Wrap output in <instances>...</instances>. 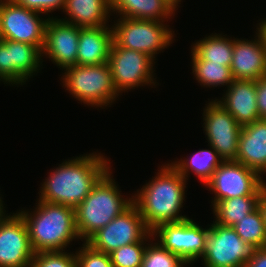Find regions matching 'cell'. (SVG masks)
Returning a JSON list of instances; mask_svg holds the SVG:
<instances>
[{
    "label": "cell",
    "instance_id": "obj_9",
    "mask_svg": "<svg viewBox=\"0 0 266 267\" xmlns=\"http://www.w3.org/2000/svg\"><path fill=\"white\" fill-rule=\"evenodd\" d=\"M152 232L153 238L186 264L195 263L205 251L209 227L205 229L191 218L176 223H163Z\"/></svg>",
    "mask_w": 266,
    "mask_h": 267
},
{
    "label": "cell",
    "instance_id": "obj_38",
    "mask_svg": "<svg viewBox=\"0 0 266 267\" xmlns=\"http://www.w3.org/2000/svg\"><path fill=\"white\" fill-rule=\"evenodd\" d=\"M2 40L1 30H0V41Z\"/></svg>",
    "mask_w": 266,
    "mask_h": 267
},
{
    "label": "cell",
    "instance_id": "obj_6",
    "mask_svg": "<svg viewBox=\"0 0 266 267\" xmlns=\"http://www.w3.org/2000/svg\"><path fill=\"white\" fill-rule=\"evenodd\" d=\"M115 21L112 25L113 41L119 47L142 52L154 60L174 41L175 31L167 22L126 17Z\"/></svg>",
    "mask_w": 266,
    "mask_h": 267
},
{
    "label": "cell",
    "instance_id": "obj_2",
    "mask_svg": "<svg viewBox=\"0 0 266 267\" xmlns=\"http://www.w3.org/2000/svg\"><path fill=\"white\" fill-rule=\"evenodd\" d=\"M155 174L133 194V204L150 231L163 223H176L189 218L180 210L184 207L187 192L185 178L170 163L162 164Z\"/></svg>",
    "mask_w": 266,
    "mask_h": 267
},
{
    "label": "cell",
    "instance_id": "obj_13",
    "mask_svg": "<svg viewBox=\"0 0 266 267\" xmlns=\"http://www.w3.org/2000/svg\"><path fill=\"white\" fill-rule=\"evenodd\" d=\"M42 62V50L38 46L8 39L0 41V82L7 86L26 84L39 73Z\"/></svg>",
    "mask_w": 266,
    "mask_h": 267
},
{
    "label": "cell",
    "instance_id": "obj_31",
    "mask_svg": "<svg viewBox=\"0 0 266 267\" xmlns=\"http://www.w3.org/2000/svg\"><path fill=\"white\" fill-rule=\"evenodd\" d=\"M74 253L77 267H113L109 254L96 251L85 242Z\"/></svg>",
    "mask_w": 266,
    "mask_h": 267
},
{
    "label": "cell",
    "instance_id": "obj_34",
    "mask_svg": "<svg viewBox=\"0 0 266 267\" xmlns=\"http://www.w3.org/2000/svg\"><path fill=\"white\" fill-rule=\"evenodd\" d=\"M245 267H266V247L254 249Z\"/></svg>",
    "mask_w": 266,
    "mask_h": 267
},
{
    "label": "cell",
    "instance_id": "obj_32",
    "mask_svg": "<svg viewBox=\"0 0 266 267\" xmlns=\"http://www.w3.org/2000/svg\"><path fill=\"white\" fill-rule=\"evenodd\" d=\"M16 4L25 7L28 10L38 12L40 14L52 13L53 11L63 10L65 0H13Z\"/></svg>",
    "mask_w": 266,
    "mask_h": 267
},
{
    "label": "cell",
    "instance_id": "obj_8",
    "mask_svg": "<svg viewBox=\"0 0 266 267\" xmlns=\"http://www.w3.org/2000/svg\"><path fill=\"white\" fill-rule=\"evenodd\" d=\"M204 186L215 195L211 206L237 196L262 195L266 188L263 176L237 161H223Z\"/></svg>",
    "mask_w": 266,
    "mask_h": 267
},
{
    "label": "cell",
    "instance_id": "obj_17",
    "mask_svg": "<svg viewBox=\"0 0 266 267\" xmlns=\"http://www.w3.org/2000/svg\"><path fill=\"white\" fill-rule=\"evenodd\" d=\"M252 40L233 38V55L230 65L233 79L253 80L266 76V46L256 30Z\"/></svg>",
    "mask_w": 266,
    "mask_h": 267
},
{
    "label": "cell",
    "instance_id": "obj_37",
    "mask_svg": "<svg viewBox=\"0 0 266 267\" xmlns=\"http://www.w3.org/2000/svg\"><path fill=\"white\" fill-rule=\"evenodd\" d=\"M3 203L4 202L2 201V197L0 196V215L6 212V210L4 209L5 207Z\"/></svg>",
    "mask_w": 266,
    "mask_h": 267
},
{
    "label": "cell",
    "instance_id": "obj_19",
    "mask_svg": "<svg viewBox=\"0 0 266 267\" xmlns=\"http://www.w3.org/2000/svg\"><path fill=\"white\" fill-rule=\"evenodd\" d=\"M236 161L257 171L261 176L266 173L265 119L242 126Z\"/></svg>",
    "mask_w": 266,
    "mask_h": 267
},
{
    "label": "cell",
    "instance_id": "obj_18",
    "mask_svg": "<svg viewBox=\"0 0 266 267\" xmlns=\"http://www.w3.org/2000/svg\"><path fill=\"white\" fill-rule=\"evenodd\" d=\"M225 91V94H222L223 97L215 101L226 109L241 126L260 120L255 81L234 79Z\"/></svg>",
    "mask_w": 266,
    "mask_h": 267
},
{
    "label": "cell",
    "instance_id": "obj_14",
    "mask_svg": "<svg viewBox=\"0 0 266 267\" xmlns=\"http://www.w3.org/2000/svg\"><path fill=\"white\" fill-rule=\"evenodd\" d=\"M203 108V131L208 145L223 161H236L238 139L242 126L214 99Z\"/></svg>",
    "mask_w": 266,
    "mask_h": 267
},
{
    "label": "cell",
    "instance_id": "obj_5",
    "mask_svg": "<svg viewBox=\"0 0 266 267\" xmlns=\"http://www.w3.org/2000/svg\"><path fill=\"white\" fill-rule=\"evenodd\" d=\"M62 87L80 103L105 109L118 98L111 69L107 63L100 65H75L64 69ZM109 105V106H108ZM105 107V108H104Z\"/></svg>",
    "mask_w": 266,
    "mask_h": 267
},
{
    "label": "cell",
    "instance_id": "obj_16",
    "mask_svg": "<svg viewBox=\"0 0 266 267\" xmlns=\"http://www.w3.org/2000/svg\"><path fill=\"white\" fill-rule=\"evenodd\" d=\"M47 17L42 57L49 58L62 71L75 66L79 27L61 18L50 17V15Z\"/></svg>",
    "mask_w": 266,
    "mask_h": 267
},
{
    "label": "cell",
    "instance_id": "obj_3",
    "mask_svg": "<svg viewBox=\"0 0 266 267\" xmlns=\"http://www.w3.org/2000/svg\"><path fill=\"white\" fill-rule=\"evenodd\" d=\"M37 201L33 211L24 208L17 210L26 222L35 253L65 251L73 240L80 239L76 228L75 208Z\"/></svg>",
    "mask_w": 266,
    "mask_h": 267
},
{
    "label": "cell",
    "instance_id": "obj_27",
    "mask_svg": "<svg viewBox=\"0 0 266 267\" xmlns=\"http://www.w3.org/2000/svg\"><path fill=\"white\" fill-rule=\"evenodd\" d=\"M232 228L253 248L266 247V227L260 206L239 220Z\"/></svg>",
    "mask_w": 266,
    "mask_h": 267
},
{
    "label": "cell",
    "instance_id": "obj_1",
    "mask_svg": "<svg viewBox=\"0 0 266 267\" xmlns=\"http://www.w3.org/2000/svg\"><path fill=\"white\" fill-rule=\"evenodd\" d=\"M105 157L92 152L63 161L41 183L38 200L76 208L111 168Z\"/></svg>",
    "mask_w": 266,
    "mask_h": 267
},
{
    "label": "cell",
    "instance_id": "obj_24",
    "mask_svg": "<svg viewBox=\"0 0 266 267\" xmlns=\"http://www.w3.org/2000/svg\"><path fill=\"white\" fill-rule=\"evenodd\" d=\"M224 36L222 33H212L208 37L193 42L191 53L199 60H210L212 63L230 67L233 55V38Z\"/></svg>",
    "mask_w": 266,
    "mask_h": 267
},
{
    "label": "cell",
    "instance_id": "obj_26",
    "mask_svg": "<svg viewBox=\"0 0 266 267\" xmlns=\"http://www.w3.org/2000/svg\"><path fill=\"white\" fill-rule=\"evenodd\" d=\"M191 68L195 80L200 86L206 88L226 86L227 88L233 82L231 68L222 64L212 63L210 60H199L191 54Z\"/></svg>",
    "mask_w": 266,
    "mask_h": 267
},
{
    "label": "cell",
    "instance_id": "obj_35",
    "mask_svg": "<svg viewBox=\"0 0 266 267\" xmlns=\"http://www.w3.org/2000/svg\"><path fill=\"white\" fill-rule=\"evenodd\" d=\"M263 185L266 187L265 180H263ZM259 206H260V209L262 210L264 221H265V227H266V188L264 189V192L262 193V196L260 198Z\"/></svg>",
    "mask_w": 266,
    "mask_h": 267
},
{
    "label": "cell",
    "instance_id": "obj_20",
    "mask_svg": "<svg viewBox=\"0 0 266 267\" xmlns=\"http://www.w3.org/2000/svg\"><path fill=\"white\" fill-rule=\"evenodd\" d=\"M110 27L79 28L77 65H100L108 62L113 43V29Z\"/></svg>",
    "mask_w": 266,
    "mask_h": 267
},
{
    "label": "cell",
    "instance_id": "obj_30",
    "mask_svg": "<svg viewBox=\"0 0 266 267\" xmlns=\"http://www.w3.org/2000/svg\"><path fill=\"white\" fill-rule=\"evenodd\" d=\"M31 267H77L76 255L67 251L37 252Z\"/></svg>",
    "mask_w": 266,
    "mask_h": 267
},
{
    "label": "cell",
    "instance_id": "obj_28",
    "mask_svg": "<svg viewBox=\"0 0 266 267\" xmlns=\"http://www.w3.org/2000/svg\"><path fill=\"white\" fill-rule=\"evenodd\" d=\"M152 239L154 238L150 231L140 242L112 251L109 255L113 267H141L144 251L148 244L146 242H150Z\"/></svg>",
    "mask_w": 266,
    "mask_h": 267
},
{
    "label": "cell",
    "instance_id": "obj_33",
    "mask_svg": "<svg viewBox=\"0 0 266 267\" xmlns=\"http://www.w3.org/2000/svg\"><path fill=\"white\" fill-rule=\"evenodd\" d=\"M259 119L266 120V76L255 81Z\"/></svg>",
    "mask_w": 266,
    "mask_h": 267
},
{
    "label": "cell",
    "instance_id": "obj_12",
    "mask_svg": "<svg viewBox=\"0 0 266 267\" xmlns=\"http://www.w3.org/2000/svg\"><path fill=\"white\" fill-rule=\"evenodd\" d=\"M47 17L16 4L13 0H0V30L2 39L44 46Z\"/></svg>",
    "mask_w": 266,
    "mask_h": 267
},
{
    "label": "cell",
    "instance_id": "obj_25",
    "mask_svg": "<svg viewBox=\"0 0 266 267\" xmlns=\"http://www.w3.org/2000/svg\"><path fill=\"white\" fill-rule=\"evenodd\" d=\"M262 195H246L221 200L213 207V215L216 216L215 223L232 227L247 214L254 211L260 202Z\"/></svg>",
    "mask_w": 266,
    "mask_h": 267
},
{
    "label": "cell",
    "instance_id": "obj_23",
    "mask_svg": "<svg viewBox=\"0 0 266 267\" xmlns=\"http://www.w3.org/2000/svg\"><path fill=\"white\" fill-rule=\"evenodd\" d=\"M209 149H200L196 153H192L189 158H177L178 161H171L170 164L186 181L189 180L190 172H192L205 185L211 179L217 167L223 162L212 146Z\"/></svg>",
    "mask_w": 266,
    "mask_h": 267
},
{
    "label": "cell",
    "instance_id": "obj_21",
    "mask_svg": "<svg viewBox=\"0 0 266 267\" xmlns=\"http://www.w3.org/2000/svg\"><path fill=\"white\" fill-rule=\"evenodd\" d=\"M62 12L68 16L63 21L79 28L110 26L107 23L112 13L109 0H65Z\"/></svg>",
    "mask_w": 266,
    "mask_h": 267
},
{
    "label": "cell",
    "instance_id": "obj_15",
    "mask_svg": "<svg viewBox=\"0 0 266 267\" xmlns=\"http://www.w3.org/2000/svg\"><path fill=\"white\" fill-rule=\"evenodd\" d=\"M35 252L19 212L0 215V267H31Z\"/></svg>",
    "mask_w": 266,
    "mask_h": 267
},
{
    "label": "cell",
    "instance_id": "obj_7",
    "mask_svg": "<svg viewBox=\"0 0 266 267\" xmlns=\"http://www.w3.org/2000/svg\"><path fill=\"white\" fill-rule=\"evenodd\" d=\"M155 63V60L147 54L119 47L113 41L108 64L118 94L134 90L135 87L155 86L156 83L158 85L159 83L154 78Z\"/></svg>",
    "mask_w": 266,
    "mask_h": 267
},
{
    "label": "cell",
    "instance_id": "obj_29",
    "mask_svg": "<svg viewBox=\"0 0 266 267\" xmlns=\"http://www.w3.org/2000/svg\"><path fill=\"white\" fill-rule=\"evenodd\" d=\"M185 265L187 264L178 255L163 248L156 239H152L144 251L141 267H184Z\"/></svg>",
    "mask_w": 266,
    "mask_h": 267
},
{
    "label": "cell",
    "instance_id": "obj_10",
    "mask_svg": "<svg viewBox=\"0 0 266 267\" xmlns=\"http://www.w3.org/2000/svg\"><path fill=\"white\" fill-rule=\"evenodd\" d=\"M208 224L205 251L201 259L205 267H245L255 248L244 242L232 227L212 221Z\"/></svg>",
    "mask_w": 266,
    "mask_h": 267
},
{
    "label": "cell",
    "instance_id": "obj_4",
    "mask_svg": "<svg viewBox=\"0 0 266 267\" xmlns=\"http://www.w3.org/2000/svg\"><path fill=\"white\" fill-rule=\"evenodd\" d=\"M111 175L110 168L75 208L76 228L83 242L133 204V196L124 197Z\"/></svg>",
    "mask_w": 266,
    "mask_h": 267
},
{
    "label": "cell",
    "instance_id": "obj_11",
    "mask_svg": "<svg viewBox=\"0 0 266 267\" xmlns=\"http://www.w3.org/2000/svg\"><path fill=\"white\" fill-rule=\"evenodd\" d=\"M149 232L138 208L132 204L121 215L92 234L85 243L96 251L110 254L122 246L140 242Z\"/></svg>",
    "mask_w": 266,
    "mask_h": 267
},
{
    "label": "cell",
    "instance_id": "obj_36",
    "mask_svg": "<svg viewBox=\"0 0 266 267\" xmlns=\"http://www.w3.org/2000/svg\"><path fill=\"white\" fill-rule=\"evenodd\" d=\"M166 3H168L175 11H177L179 4L182 0H164Z\"/></svg>",
    "mask_w": 266,
    "mask_h": 267
},
{
    "label": "cell",
    "instance_id": "obj_22",
    "mask_svg": "<svg viewBox=\"0 0 266 267\" xmlns=\"http://www.w3.org/2000/svg\"><path fill=\"white\" fill-rule=\"evenodd\" d=\"M112 13L117 17L169 21L175 10L164 0H109Z\"/></svg>",
    "mask_w": 266,
    "mask_h": 267
}]
</instances>
